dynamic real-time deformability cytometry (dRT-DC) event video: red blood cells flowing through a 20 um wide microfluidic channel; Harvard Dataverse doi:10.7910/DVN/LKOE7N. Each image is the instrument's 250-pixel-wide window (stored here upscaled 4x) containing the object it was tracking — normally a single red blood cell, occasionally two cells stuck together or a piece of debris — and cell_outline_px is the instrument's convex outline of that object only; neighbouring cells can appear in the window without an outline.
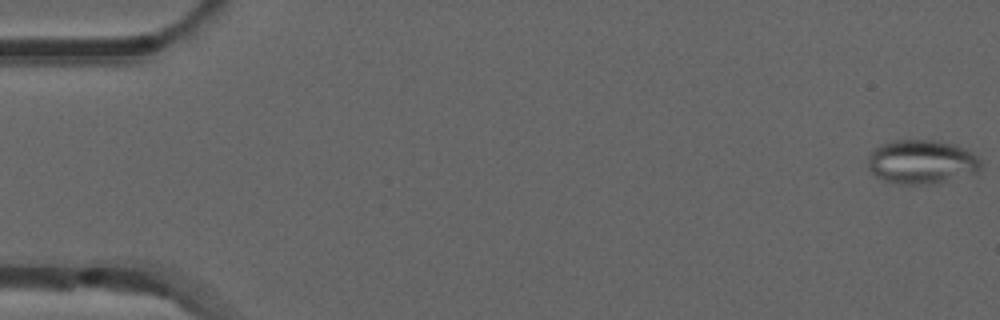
{"species": "common noctule bat (a hibernating species)", "species_latin": "Nyctalus noctula", "temperature_condition": "room temperature", "stored_images_in_passage": 22, "camera_frame_rate_fps": 3000, "um_per_image_px": 0.085, "animal": {"sex": "male", "forearm_length_mm": 52.5}, "frame": {"image": 1, "passage_image": 1, "time_ms": 0.0, "image_size_px": [1000, 320], "cell_outline_px": [[984, 164], [976, 172], [932, 184], [900, 184], [884, 180], [876, 176], [868, 168], [868, 156], [880, 144], [892, 140], [932, 140], [956, 144], [972, 152]], "centroid_in_image_um": [78.33, 13.75], "position_along_channel_um": 6.7, "area_um2": 28.9}}